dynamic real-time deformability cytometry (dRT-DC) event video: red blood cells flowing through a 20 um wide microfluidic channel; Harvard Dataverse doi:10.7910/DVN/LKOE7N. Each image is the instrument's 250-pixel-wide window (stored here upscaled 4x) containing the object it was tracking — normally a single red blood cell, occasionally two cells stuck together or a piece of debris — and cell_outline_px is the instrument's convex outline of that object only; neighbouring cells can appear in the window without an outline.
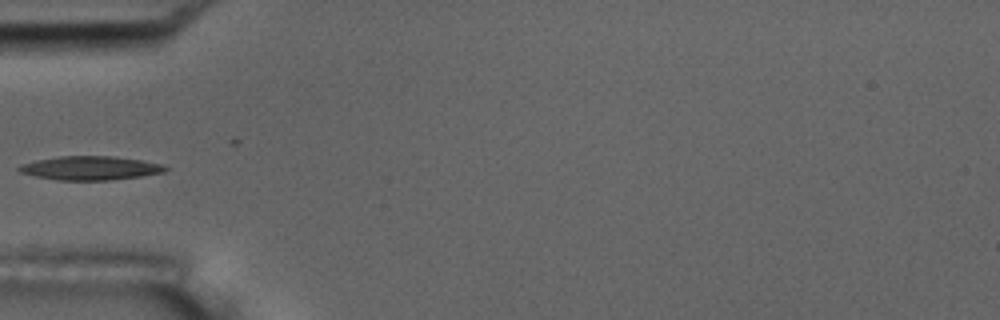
{"species": "common noctule bat (a hibernating species)", "species_latin": "Nyctalus noctula", "temperature_condition": "room temperature", "stored_images_in_passage": 8, "camera_frame_rate_fps": 3000, "um_per_image_px": 0.085, "animal": {"sex": "male", "body_mass_g": 17.5, "forearm_length_mm": 52.3}, "frame": {"image": 1, "passage_image": 4, "time_ms": 4.667, "image_size_px": [1000, 320], "cell_outline_px": [[168, 168], [164, 172], [140, 176], [108, 180], [56, 180], [36, 176], [20, 172], [16, 168], [20, 164], [36, 160], [60, 156], [112, 156], [140, 160], [164, 164]], "centroid_in_image_um": [7.65, 14.28], "position_along_channel_um": 77.3, "area_um2": 20.23}}
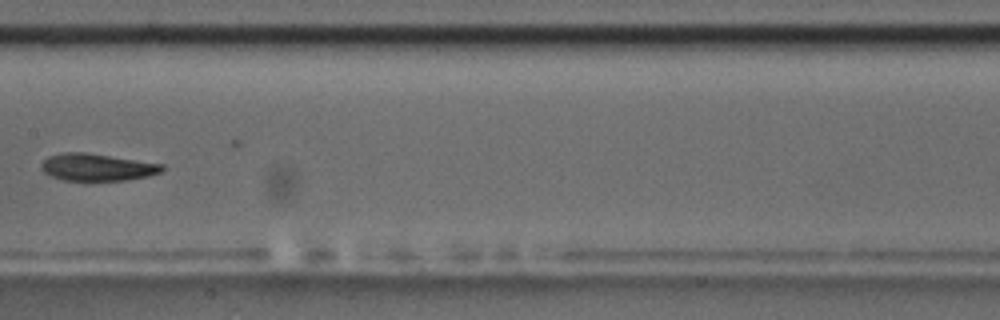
{"frame": {"image": 2, "passage_image": 7, "time_ms": 8.0, "image_size_px": [1000, 320], "cell_outline_px": [[164, 168], [160, 172], [148, 176], [124, 180], [64, 180], [52, 176], [44, 172], [40, 168], [40, 164], [48, 156], [64, 152], [84, 152], [164, 164]], "centroid_in_image_um": [8.23, 14.2], "position_along_channel_um": 199.2, "area_um2": 18.96}}